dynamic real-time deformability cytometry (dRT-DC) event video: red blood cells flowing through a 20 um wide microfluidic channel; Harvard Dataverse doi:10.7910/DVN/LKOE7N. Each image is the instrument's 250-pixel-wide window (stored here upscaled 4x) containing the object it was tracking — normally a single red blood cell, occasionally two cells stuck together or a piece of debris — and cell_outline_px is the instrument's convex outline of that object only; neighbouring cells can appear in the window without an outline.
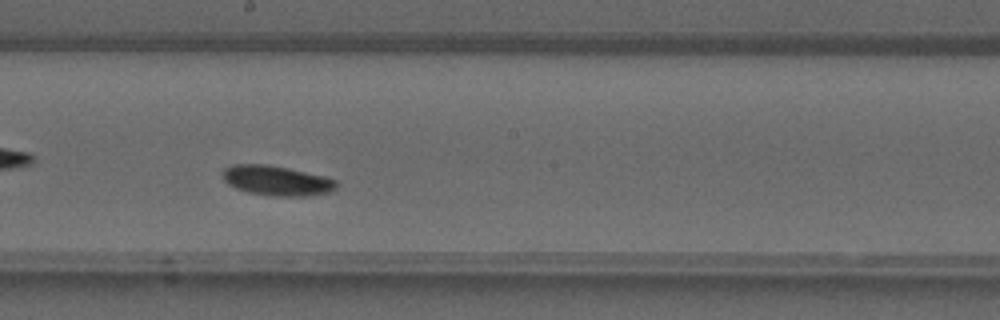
{"species": "common noctule bat (a hibernating species)", "species_latin": "Nyctalus noctula", "temperature_condition": "warm", "stored_images_in_passage": 42, "camera_frame_rate_fps": 3000, "um_per_image_px": 0.085, "animal": {"sex": "male", "forearm_length_mm": 52.5}, "frame": {"image": 1, "passage_image": 24, "time_ms": 7.667, "image_size_px": [1000, 320], "cell_outline_px": [[336, 188], [332, 192], [308, 196], [276, 196], [248, 192], [236, 188], [228, 184], [224, 180], [224, 168], [232, 164], [268, 164], [288, 168], [324, 176], [336, 180]], "centroid_in_image_um": [23.54, 15.35], "position_along_channel_um": 224.7, "area_um2": 19.77}}
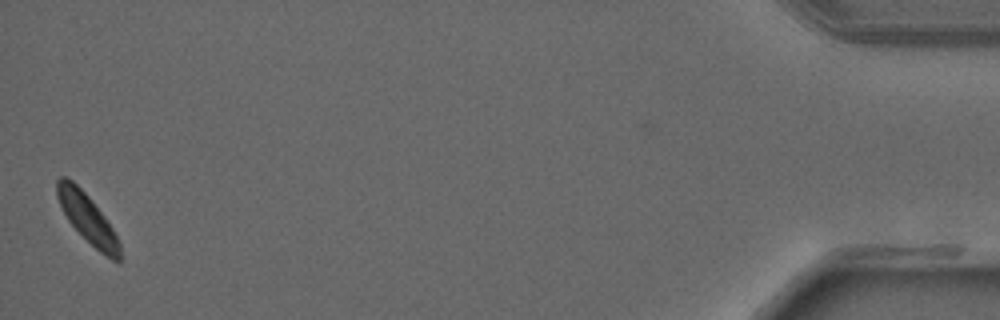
{"frame": {"image": 2, "passage_image": 42, "time_ms": 13.667, "image_size_px": [1000, 320], "cell_outline_px": [[120, 264], [112, 260], [100, 252], [68, 220], [56, 196], [56, 180], [60, 176], [64, 176], [72, 180], [88, 196], [104, 216], [112, 228], [120, 244]], "centroid_in_image_um": [7.43, 18.55], "position_along_channel_um": 427.8, "area_um2": 17.4}}